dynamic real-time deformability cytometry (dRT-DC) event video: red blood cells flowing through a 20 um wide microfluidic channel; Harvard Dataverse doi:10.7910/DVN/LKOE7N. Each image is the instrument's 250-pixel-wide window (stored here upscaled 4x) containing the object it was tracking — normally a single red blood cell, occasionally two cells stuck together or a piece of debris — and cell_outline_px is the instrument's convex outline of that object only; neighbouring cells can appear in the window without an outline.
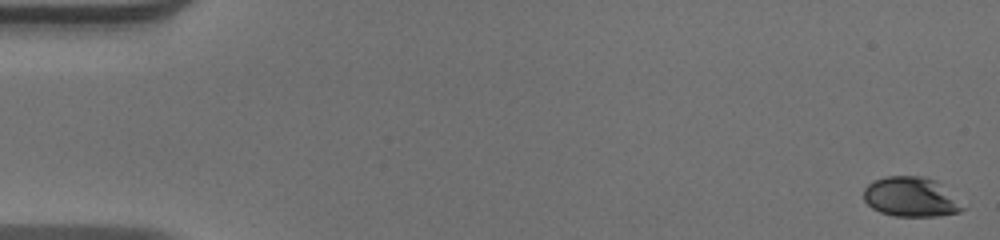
{"species": "human", "species_latin": "Homo sapiens", "temperature_condition": "warm", "stored_images_in_passage": 52, "camera_frame_rate_fps": 3000, "um_per_image_px": 0.085, "donor": {"sex": "male"}, "frame": {"image": 1, "passage_image": 1, "time_ms": 0.0, "image_size_px": [1000, 240], "cell_outline_px": [[968, 208], [960, 212], [940, 216], [896, 216], [880, 212], [872, 208], [864, 200], [864, 188], [872, 180], [888, 176], [924, 176], [936, 180]], "centroid_in_image_um": [77.45, 16.74], "position_along_channel_um": 7.5, "area_um2": 23.12}}
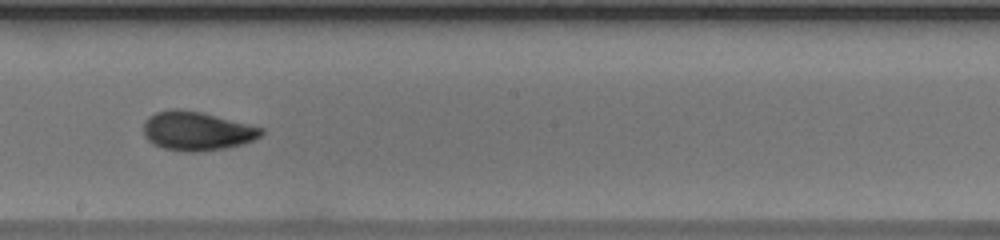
{"frame": {"image": 2, "passage_image": 30, "time_ms": 9.667, "image_size_px": [1000, 240], "cell_outline_px": [[264, 132], [260, 136], [252, 140], [240, 144], [224, 148], [196, 152], [188, 152], [164, 148], [152, 144], [144, 136], [144, 120], [148, 116], [156, 112], [172, 108], [180, 108], [204, 112], [264, 128]], "centroid_in_image_um": [16.7, 11.11], "position_along_channel_um": 231.5, "area_um2": 26.88}}
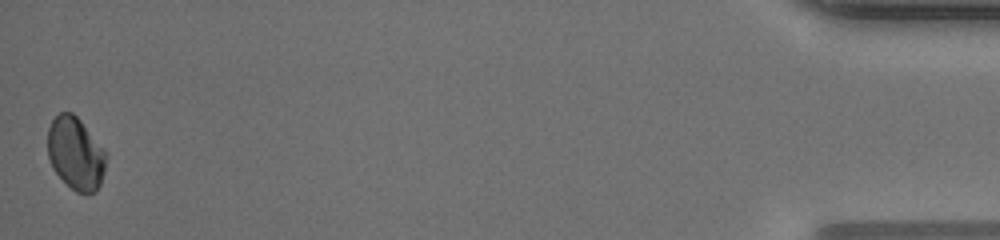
{"frame": {"image": 3, "passage_image": 52, "time_ms": 17.0, "image_size_px": [1000, 240], "cell_outline_px": [[108, 156], [104, 172], [100, 184], [96, 192], [88, 196], [76, 192], [52, 168], [48, 156], [48, 128], [52, 120], [60, 112], [72, 112], [80, 120], [104, 148]], "centroid_in_image_um": [6.46, 13.07], "position_along_channel_um": 428.7, "area_um2": 24.91}, "authors_computed_cell_mechanics": {"area_um2": 25.6054, "velocity_mm_per_s": 3.9613, "shape_relaxation_time_tau1_ms": 9.0756, "shape_relaxation_time_tau2_ms": null, "deformation_change_tau1": 0.2109, "deformation_change_tau2": null}}